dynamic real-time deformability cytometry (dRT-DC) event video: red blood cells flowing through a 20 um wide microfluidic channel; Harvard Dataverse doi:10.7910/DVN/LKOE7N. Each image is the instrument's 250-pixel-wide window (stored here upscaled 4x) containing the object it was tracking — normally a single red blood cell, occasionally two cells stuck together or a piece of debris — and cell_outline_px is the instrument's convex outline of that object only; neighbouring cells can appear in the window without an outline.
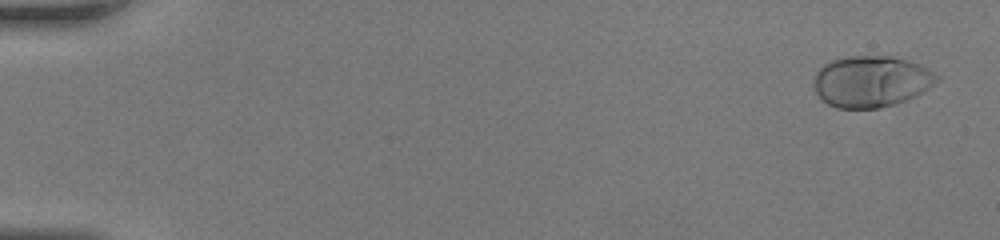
{"species": "human", "species_latin": "Homo sapiens", "temperature_condition": "room temperature", "stored_images_in_passage": 48, "camera_frame_rate_fps": 3000, "um_per_image_px": 0.085, "donor": {"sex": "female"}, "frame": {"image": 1, "passage_image": 2, "time_ms": 0.333, "image_size_px": [1000, 240], "cell_outline_px": [[940, 80], [928, 88], [904, 100], [880, 108], [836, 108], [828, 104], [812, 88], [812, 76], [824, 64], [832, 60], [848, 56], [888, 56], [920, 64], [928, 68], [940, 76]], "centroid_in_image_um": [74.01, 6.91], "position_along_channel_um": 11.0, "area_um2": 36.7}}
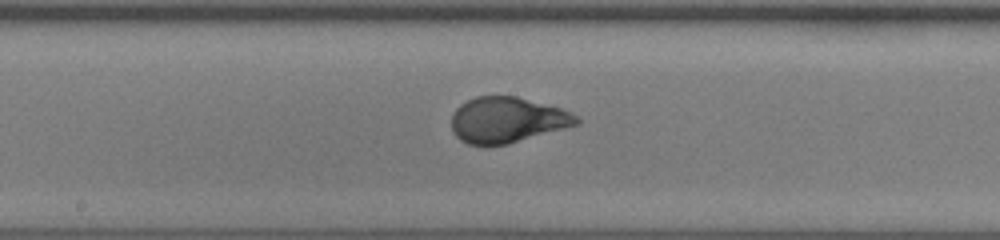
{"frame": {"image": 2, "passage_image": 27, "time_ms": 8.667, "image_size_px": [1000, 240], "cell_outline_px": [[580, 124], [508, 144], [484, 148], [468, 144], [460, 140], [452, 132], [452, 112], [460, 104], [476, 96], [516, 96], [560, 108], [572, 112], [580, 116]], "centroid_in_image_um": [43.09, 10.22], "position_along_channel_um": 205.1, "area_um2": 33.87}}
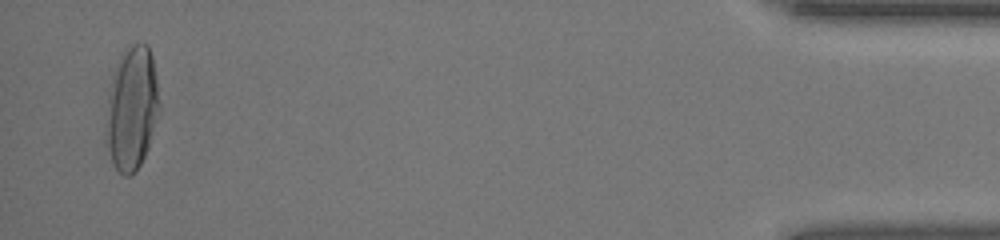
{"frame": {"image": 3, "passage_image": 47, "time_ms": 15.333, "image_size_px": [1000, 240], "cell_outline_px": [[160, 112], [148, 148], [140, 164], [128, 176], [124, 176], [112, 164], [108, 148], [108, 100], [116, 64], [120, 56], [128, 44], [148, 44], [152, 56], [160, 104]], "centroid_in_image_um": [11.25, 9.18], "position_along_channel_um": 424.0, "area_um2": 37.57}}